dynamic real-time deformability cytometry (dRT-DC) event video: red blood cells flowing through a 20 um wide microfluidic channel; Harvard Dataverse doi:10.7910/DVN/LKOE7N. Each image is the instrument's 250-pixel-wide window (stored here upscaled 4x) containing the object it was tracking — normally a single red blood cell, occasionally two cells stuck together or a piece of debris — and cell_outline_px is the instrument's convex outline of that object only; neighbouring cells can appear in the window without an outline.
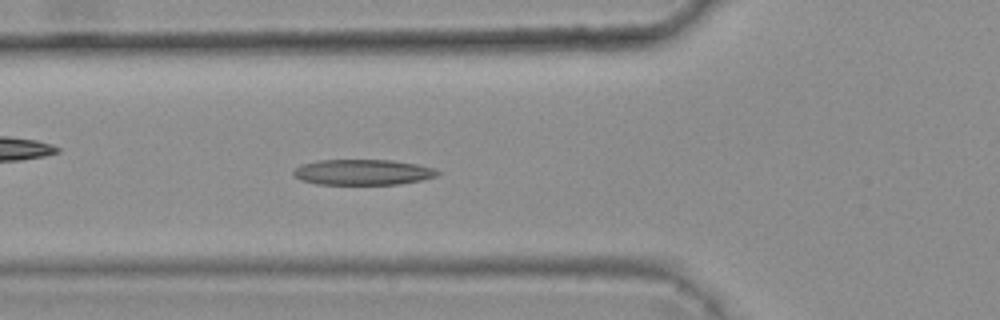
{"species": "common noctule bat (a hibernating species)", "species_latin": "Nyctalus noctula", "temperature_condition": "warm", "stored_images_in_passage": 6, "camera_frame_rate_fps": 3000, "um_per_image_px": 0.085, "animal": {"sex": "female", "body_mass_g": 25.1}, "frame": {"image": 1, "passage_image": 6, "time_ms": 1.667, "image_size_px": [1000, 320], "cell_outline_px": [[440, 172], [436, 176], [420, 180], [400, 184], [316, 184], [300, 180], [292, 172], [300, 164], [316, 160], [392, 160], [416, 164], [432, 168]], "centroid_in_image_um": [30.79, 14.63], "position_along_channel_um": 95.0, "area_um2": 21.39}}